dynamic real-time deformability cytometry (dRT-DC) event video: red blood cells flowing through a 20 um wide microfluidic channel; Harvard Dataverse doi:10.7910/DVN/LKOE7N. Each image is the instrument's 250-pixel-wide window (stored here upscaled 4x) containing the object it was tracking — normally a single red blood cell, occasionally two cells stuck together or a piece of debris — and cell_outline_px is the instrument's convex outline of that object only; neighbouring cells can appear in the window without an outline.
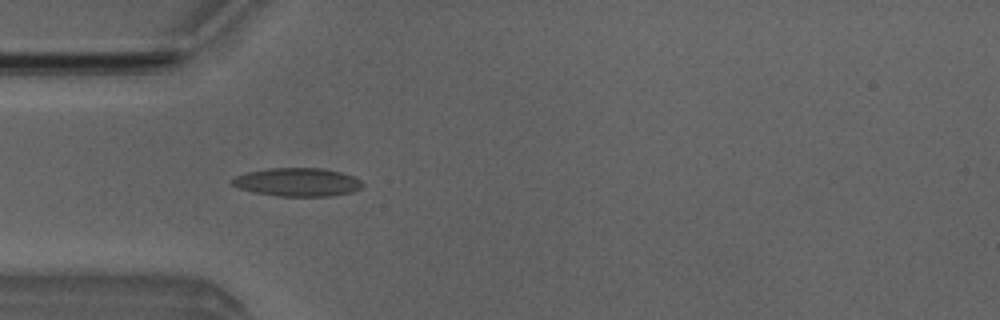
{"species": "Egyptian fruit bat (a non-hibernating species)", "species_latin": "Rousettus aegyptiacus", "temperature_condition": "room temperature", "stored_images_in_passage": 4, "camera_frame_rate_fps": 3000, "um_per_image_px": 0.085, "animal": {"sex": "male"}, "frame": {"image": 1, "passage_image": 3, "time_ms": 3.0, "image_size_px": [1000, 320], "cell_outline_px": [[364, 184], [360, 188], [352, 192], [332, 196], [276, 196], [252, 192], [240, 188], [232, 184], [228, 180], [236, 176], [248, 172], [272, 168], [320, 168], [340, 172], [352, 176], [360, 180]], "centroid_in_image_um": [25.27, 15.49], "position_along_channel_um": 59.7, "area_um2": 21.5}}